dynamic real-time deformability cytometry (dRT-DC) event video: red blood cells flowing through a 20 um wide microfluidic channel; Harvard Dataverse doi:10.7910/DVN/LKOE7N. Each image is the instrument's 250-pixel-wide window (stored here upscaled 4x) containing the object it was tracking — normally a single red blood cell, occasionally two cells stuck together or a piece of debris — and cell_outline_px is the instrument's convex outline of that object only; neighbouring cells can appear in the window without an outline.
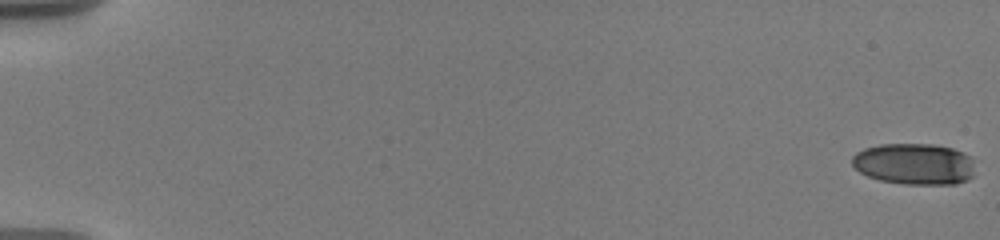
{"species": "human", "species_latin": "Homo sapiens", "temperature_condition": "warm", "stored_images_in_passage": 18, "camera_frame_rate_fps": 3000, "um_per_image_px": 0.085, "donor": {"sex": "male"}, "frame": {"image": 1, "passage_image": 1, "time_ms": 0.0, "image_size_px": [1000, 240], "cell_outline_px": [[972, 176], [968, 180], [956, 184], [904, 184], [880, 180], [868, 176], [860, 172], [852, 164], [852, 156], [856, 152], [864, 148], [880, 144], [932, 144], [952, 148], [964, 152], [972, 156]], "centroid_in_image_um": [77.71, 13.93], "position_along_channel_um": 7.3, "area_um2": 29.71}}
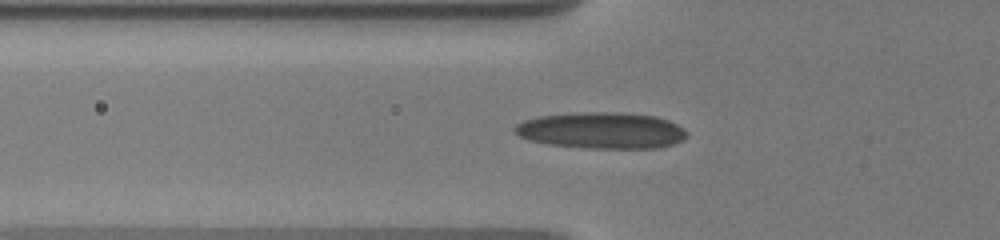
{"frame": {"image": 2, "passage_image": 16, "time_ms": 7.0, "image_size_px": [1000, 240], "cell_outline_px": [[688, 136], [684, 140], [672, 144], [656, 148], [584, 148], [548, 144], [528, 140], [520, 136], [512, 128], [516, 124], [524, 120], [536, 116], [584, 112], [624, 112], [656, 116], [668, 120], [676, 124], [688, 132]], "centroid_in_image_um": [51.13, 11.08], "position_along_channel_um": 74.7, "area_um2": 36.7}}
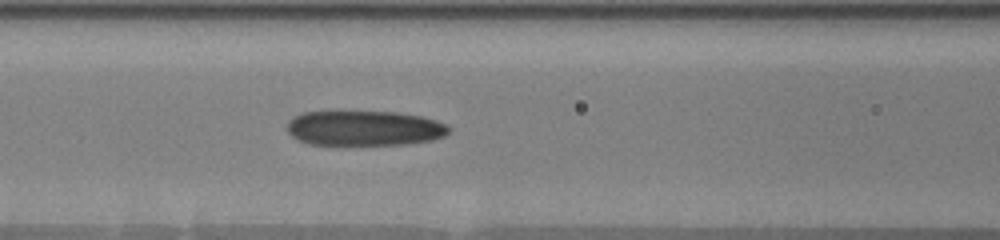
{"frame": {"image": 3, "passage_image": 18, "time_ms": 8.667, "image_size_px": [1000, 240], "cell_outline_px": [[452, 128], [444, 136], [432, 140], [408, 144], [308, 144], [292, 136], [288, 132], [288, 120], [292, 116], [300, 112], [396, 112], [420, 116], [436, 120], [448, 124]], "centroid_in_image_um": [30.99, 10.89], "position_along_channel_um": 135.6, "area_um2": 33.0}}